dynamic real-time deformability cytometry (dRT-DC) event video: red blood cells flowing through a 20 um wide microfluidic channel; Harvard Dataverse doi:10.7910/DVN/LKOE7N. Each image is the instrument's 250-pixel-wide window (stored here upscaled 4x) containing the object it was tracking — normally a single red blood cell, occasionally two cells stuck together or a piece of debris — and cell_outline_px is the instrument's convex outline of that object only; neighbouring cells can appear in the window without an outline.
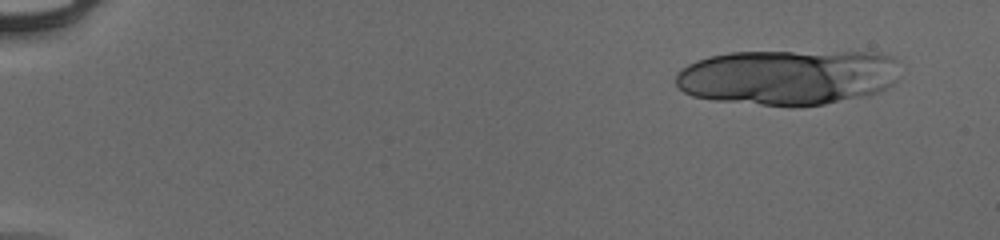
{"species": "human", "species_latin": "Homo sapiens", "temperature_condition": "cold", "stored_images_in_passage": 10, "camera_frame_rate_fps": 3000, "um_per_image_px": 0.085, "donor": {"sex": "male"}, "frame": {"image": 1, "passage_image": 1, "time_ms": 0.0, "image_size_px": [1000, 240], "cell_outline_px": [[836, 96], [828, 100], [816, 104], [772, 104], [700, 96], [688, 92], [684, 72], [688, 68], [704, 60], [720, 56], [748, 52], [784, 52], [808, 56], [820, 60]], "centroid_in_image_um": [64.72, 6.68], "position_along_channel_um": 20.3, "area_um2": 46.12}}